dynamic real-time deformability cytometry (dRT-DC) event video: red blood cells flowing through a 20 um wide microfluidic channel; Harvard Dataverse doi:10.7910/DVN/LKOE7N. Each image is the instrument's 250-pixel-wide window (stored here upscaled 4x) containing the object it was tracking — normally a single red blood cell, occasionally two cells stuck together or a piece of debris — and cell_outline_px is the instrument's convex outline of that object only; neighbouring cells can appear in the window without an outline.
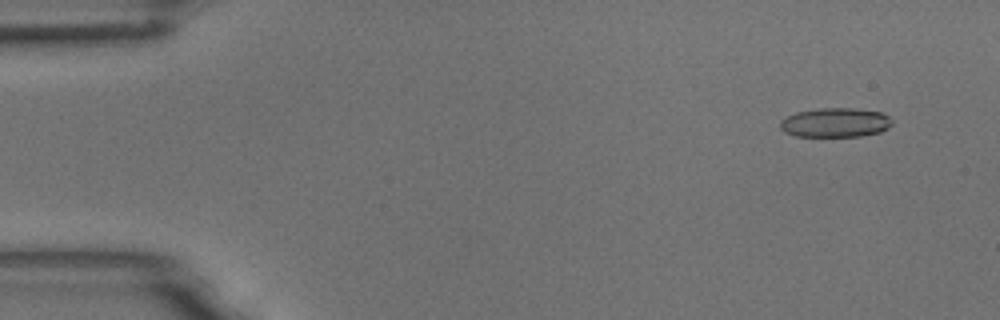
{"species": "common noctule bat (a hibernating species)", "species_latin": "Nyctalus noctula", "temperature_condition": "room temperature", "stored_images_in_passage": 46, "camera_frame_rate_fps": 3000, "um_per_image_px": 0.085, "animal": {"sex": "male", "body_mass_g": 18.8}, "frame": {"image": 1, "passage_image": 4, "time_ms": 1.0, "image_size_px": [1000, 320], "cell_outline_px": [[892, 124], [888, 128], [880, 132], [860, 136], [796, 136], [784, 132], [780, 128], [780, 120], [796, 112], [820, 108], [852, 108], [880, 112], [888, 116], [892, 120]], "centroid_in_image_um": [70.99, 10.42], "position_along_channel_um": 14.0, "area_um2": 19.07}}
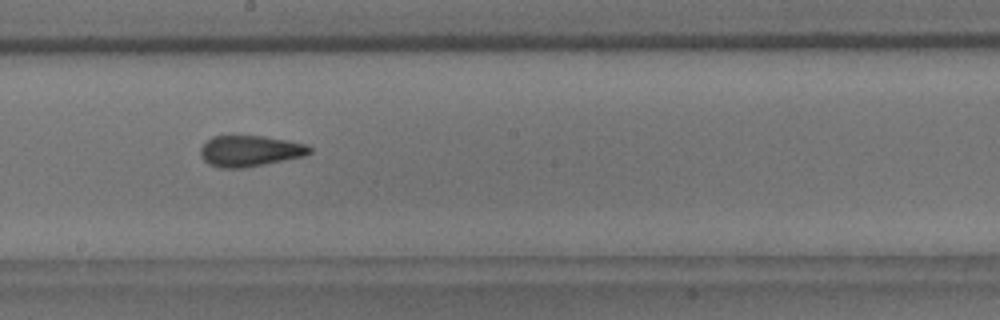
{"frame": {"image": 2, "passage_image": 31, "time_ms": 10.0, "image_size_px": [1000, 320], "cell_outline_px": [[312, 152], [304, 156], [244, 168], [220, 168], [208, 164], [200, 156], [200, 148], [212, 136], [264, 136], [288, 140], [308, 144], [312, 148]], "centroid_in_image_um": [21.26, 12.83], "position_along_channel_um": 226.9, "area_um2": 19.83}}
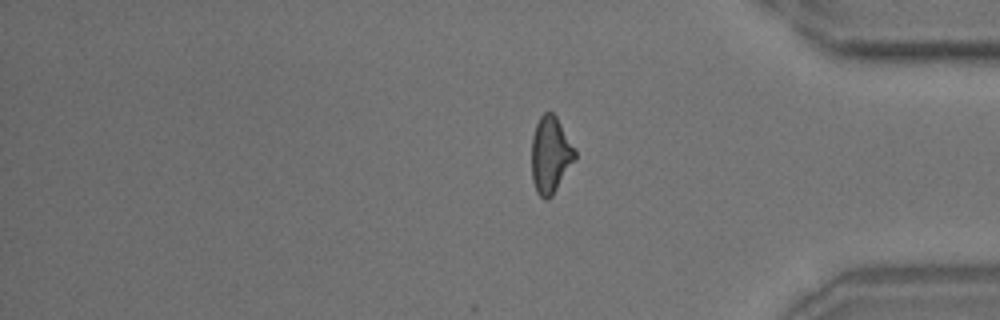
{"frame": {"image": 3, "passage_image": 46, "time_ms": 15.0, "image_size_px": [1000, 320], "cell_outline_px": [[576, 160], [552, 196], [548, 200], [544, 200], [536, 192], [532, 180], [532, 136], [536, 124], [540, 116], [544, 112], [552, 112], [556, 116], [576, 152]], "centroid_in_image_um": [46.78, 13.2], "position_along_channel_um": 388.4, "area_um2": 19.42}, "authors_computed_cell_mechanics": {"area_um2": 19.7965, "velocity_mm_per_s": 3.5895, "shape_relaxation_time_tau1_ms": 7.4912, "shape_relaxation_time_tau2_ms": 1.9383, "deformation_change_tau1": 0.188, "deformation_change_tau2": 0.0878}}